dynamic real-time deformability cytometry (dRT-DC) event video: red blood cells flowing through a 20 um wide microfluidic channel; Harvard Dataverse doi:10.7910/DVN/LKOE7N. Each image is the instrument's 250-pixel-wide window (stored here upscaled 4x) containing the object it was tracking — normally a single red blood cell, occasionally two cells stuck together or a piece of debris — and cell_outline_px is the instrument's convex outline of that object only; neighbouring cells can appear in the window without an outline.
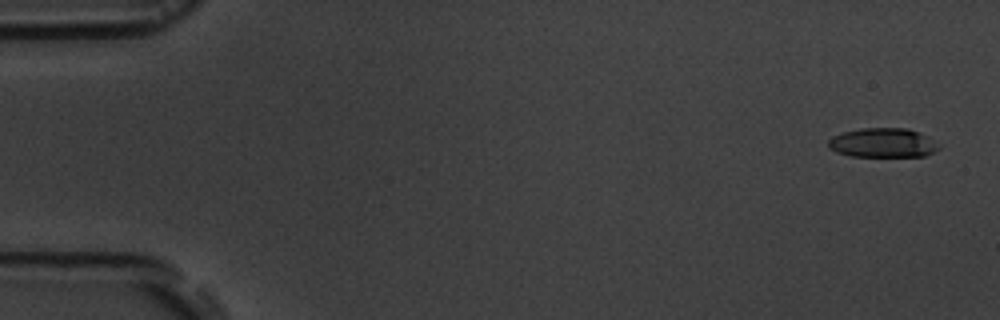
{"species": "common noctule bat (a hibernating species)", "species_latin": "Nyctalus noctula", "temperature_condition": "room temperature", "stored_images_in_passage": 6, "camera_frame_rate_fps": 3000, "um_per_image_px": 0.085, "animal": {"sex": "male", "body_mass_g": 19.5, "forearm_length_mm": 54.6}, "frame": {"image": 1, "passage_image": 1, "time_ms": 0.0, "image_size_px": [1000, 320], "cell_outline_px": [[940, 148], [924, 156], [852, 156], [836, 152], [828, 148], [828, 140], [832, 136], [844, 132], [860, 128], [908, 128], [940, 144]], "centroid_in_image_um": [75.0, 12.14], "position_along_channel_um": 10.0, "area_um2": 18.73}}
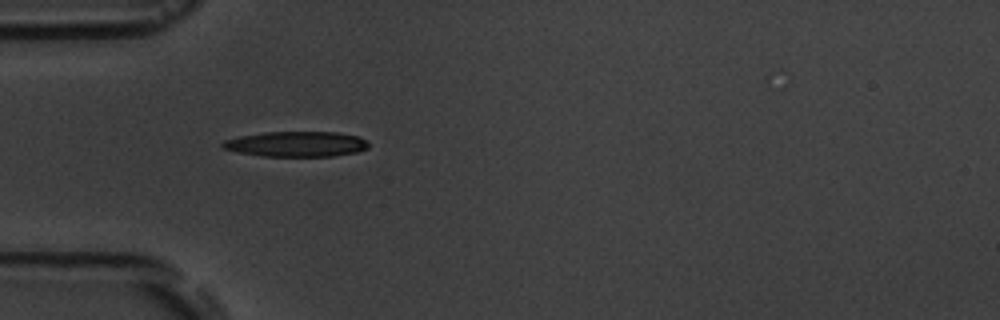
{"frame": {"image": 2, "passage_image": 5, "time_ms": 5.0, "image_size_px": [1000, 320], "cell_outline_px": [[368, 148], [356, 152], [332, 156], [264, 156], [240, 152], [220, 148], [220, 144], [224, 140], [240, 136], [264, 132], [336, 132], [360, 136], [368, 140]], "centroid_in_image_um": [25.2, 12.24], "position_along_channel_um": 59.8, "area_um2": 21.56}}
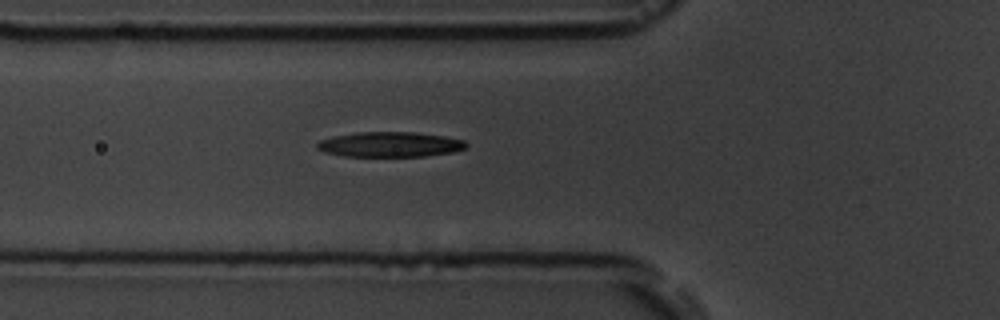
{"frame": {"image": 3, "passage_image": 6, "time_ms": 6.0, "image_size_px": [1000, 320], "cell_outline_px": [[468, 144], [464, 148], [452, 152], [424, 156], [344, 156], [324, 152], [316, 148], [316, 144], [320, 140], [336, 136], [356, 132], [416, 132], [444, 136], [464, 140]], "centroid_in_image_um": [33.14, 12.27], "position_along_channel_um": 92.7, "area_um2": 21.68}}